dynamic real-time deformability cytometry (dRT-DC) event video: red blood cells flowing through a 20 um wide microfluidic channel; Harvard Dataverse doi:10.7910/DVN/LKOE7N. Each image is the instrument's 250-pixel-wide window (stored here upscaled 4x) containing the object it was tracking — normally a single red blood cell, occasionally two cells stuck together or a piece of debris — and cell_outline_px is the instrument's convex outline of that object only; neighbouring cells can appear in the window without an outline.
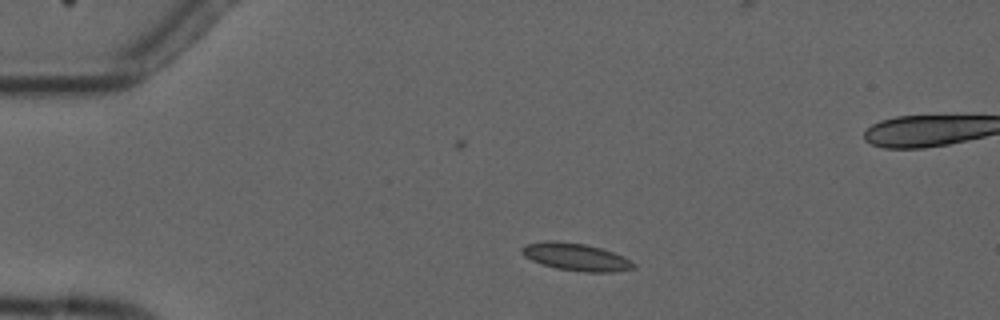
{"species": "common noctule bat (a hibernating species)", "species_latin": "Nyctalus noctula", "temperature_condition": "cold", "stored_images_in_passage": 3, "camera_frame_rate_fps": 3000, "um_per_image_px": 0.085, "animal": {"sex": "male", "forearm_length_mm": 52.5}, "frame": {"image": 1, "passage_image": 1, "time_ms": 0.0, "image_size_px": [1000, 320], "cell_outline_px": [[636, 268], [612, 272], [584, 272], [556, 268], [532, 260], [524, 256], [520, 252], [520, 248], [524, 244], [548, 240], [556, 240], [584, 244], [600, 248], [624, 256], [632, 260], [636, 264]], "centroid_in_image_um": [48.95, 21.83], "position_along_channel_um": 36.0, "area_um2": 17.98}}